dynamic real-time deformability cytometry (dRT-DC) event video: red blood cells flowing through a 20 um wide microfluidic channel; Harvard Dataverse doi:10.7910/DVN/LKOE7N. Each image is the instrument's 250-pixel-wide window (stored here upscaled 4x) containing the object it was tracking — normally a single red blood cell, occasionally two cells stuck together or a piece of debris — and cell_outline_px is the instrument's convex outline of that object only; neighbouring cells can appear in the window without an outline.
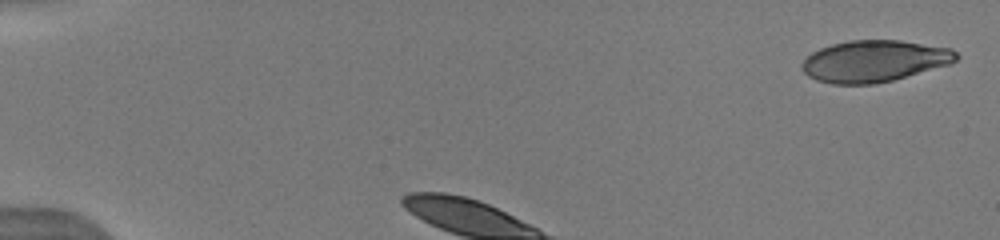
{"species": "human", "species_latin": "Homo sapiens", "temperature_condition": "warm", "stored_images_in_passage": 4, "camera_frame_rate_fps": 3000, "um_per_image_px": 0.085, "donor": {"sex": "male"}, "frame": {"image": 1, "passage_image": 1, "time_ms": 0.0, "image_size_px": [1000, 240], "cell_outline_px": [[960, 56], [956, 60], [948, 64], [892, 80], [876, 84], [832, 84], [816, 80], [808, 76], [800, 68], [800, 64], [812, 52], [820, 48], [832, 44], [848, 40], [900, 40], [952, 48]], "centroid_in_image_um": [74.28, 5.19], "position_along_channel_um": 10.7, "area_um2": 37.4}}